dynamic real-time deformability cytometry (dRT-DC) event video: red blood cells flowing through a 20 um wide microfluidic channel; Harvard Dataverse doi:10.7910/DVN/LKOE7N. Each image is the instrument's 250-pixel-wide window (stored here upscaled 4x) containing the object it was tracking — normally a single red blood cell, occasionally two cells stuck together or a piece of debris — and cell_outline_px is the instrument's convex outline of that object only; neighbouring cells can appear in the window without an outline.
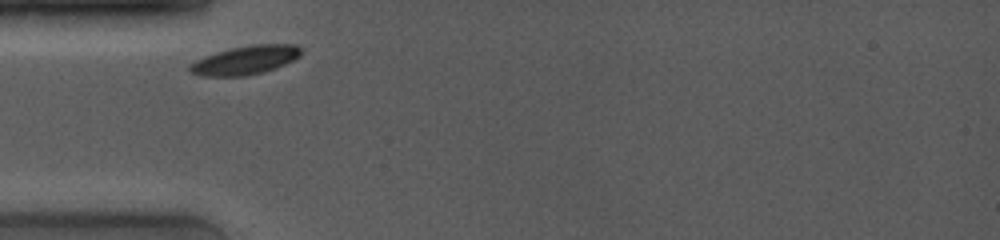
{"species": "common noctule bat (a hibernating species)", "species_latin": "Nyctalus noctula", "temperature_condition": "room temperature", "stored_images_in_passage": 36, "camera_frame_rate_fps": 4000, "um_per_image_px": 0.085, "animal": {"sex": "female", "body_mass_g": 19.0, "forearm_length_mm": 53.3}, "frame": {"image": 1, "passage_image": 1, "time_ms": 0.0, "image_size_px": [1000, 240], "cell_outline_px": [[300, 56], [276, 68], [264, 72], [244, 76], [200, 76], [188, 72], [188, 64], [204, 56], [216, 52], [232, 48], [252, 44], [296, 44], [300, 48]], "centroid_in_image_um": [20.8, 5.12], "position_along_channel_um": 64.2, "area_um2": 18.73}}
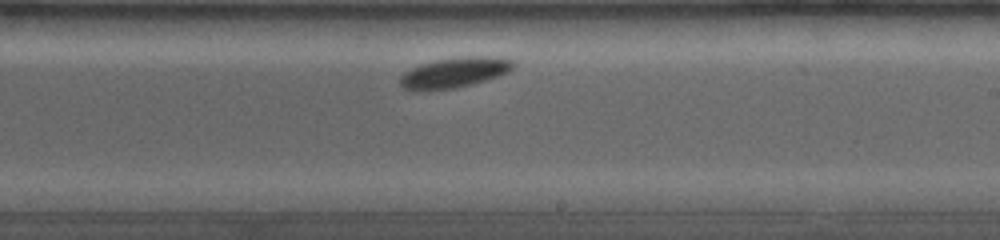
{"frame": {"image": 2, "passage_image": 19, "time_ms": 5.0, "image_size_px": [1000, 240], "cell_outline_px": [[516, 64], [508, 72], [472, 84], [456, 88], [424, 92], [412, 92], [404, 88], [400, 84], [400, 76], [404, 72], [420, 64], [436, 60], [464, 56], [496, 56], [512, 60]], "centroid_in_image_um": [38.58, 6.19], "position_along_channel_um": 250.4, "area_um2": 20.29}}
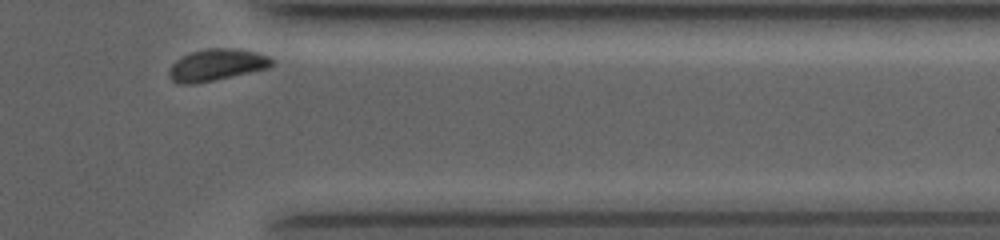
{"frame": {"image": 3, "passage_image": 34, "time_ms": 8.75, "image_size_px": [1000, 240], "cell_outline_px": [[272, 64], [268, 68], [212, 80], [192, 84], [180, 84], [172, 80], [168, 72], [172, 64], [176, 60], [192, 52], [208, 48], [228, 48], [252, 52], [268, 56], [272, 60]], "centroid_in_image_um": [18.37, 5.52], "position_along_channel_um": 393.0, "area_um2": 18.38}, "authors_computed_cell_mechanics": {"area_um2": 19.0451, "velocity_mm_per_s": 3.7629, "shape_relaxation_time_tau1_ms": 1.0961, "shape_relaxation_time_tau2_ms": null, "deformation_change_tau1": 0.0552, "deformation_change_tau2": null}}